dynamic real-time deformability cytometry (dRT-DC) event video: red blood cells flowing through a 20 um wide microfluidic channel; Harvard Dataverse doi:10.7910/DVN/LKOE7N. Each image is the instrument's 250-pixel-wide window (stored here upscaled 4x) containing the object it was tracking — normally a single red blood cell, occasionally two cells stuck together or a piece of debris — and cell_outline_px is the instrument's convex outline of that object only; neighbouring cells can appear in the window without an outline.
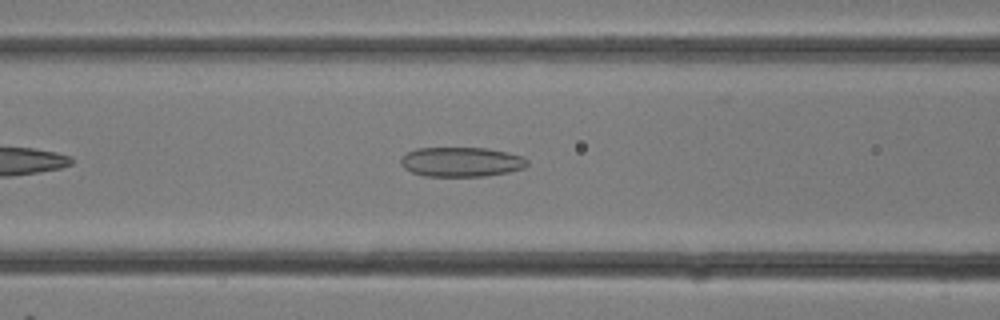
{"species": "common noctule bat (a hibernating species)", "species_latin": "Nyctalus noctula", "temperature_condition": "room temperature", "stored_images_in_passage": 16, "camera_frame_rate_fps": 3000, "um_per_image_px": 0.085, "animal": {"sex": "female"}, "frame": {"image": 1, "passage_image": 12, "time_ms": 3.667, "image_size_px": [1000, 320], "cell_outline_px": [[528, 164], [524, 168], [508, 172], [484, 176], [424, 176], [412, 172], [404, 168], [400, 164], [400, 156], [416, 148], [488, 148], [508, 152], [524, 156], [528, 160]], "centroid_in_image_um": [39.21, 13.75], "position_along_channel_um": 127.4, "area_um2": 22.02}}
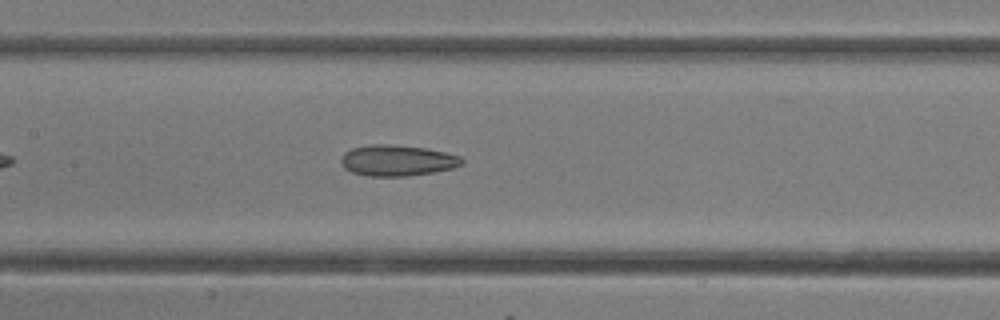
{"frame": {"image": 2, "passage_image": 14, "time_ms": 4.333, "image_size_px": [1000, 320], "cell_outline_px": [[464, 164], [452, 168], [432, 172], [408, 176], [368, 176], [352, 172], [344, 168], [340, 160], [344, 152], [352, 148], [372, 144], [388, 144], [424, 148], [444, 152], [460, 156], [464, 160]], "centroid_in_image_um": [33.75, 13.64], "position_along_channel_um": 173.6, "area_um2": 21.73}}
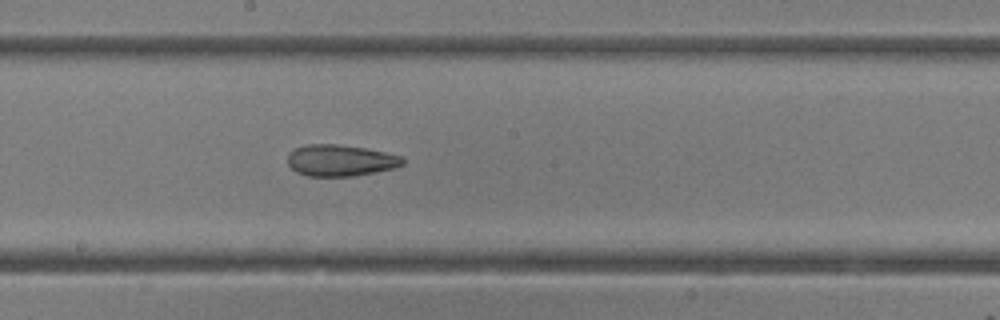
{"frame": {"image": 3, "passage_image": 16, "time_ms": 5.0, "image_size_px": [1000, 320], "cell_outline_px": [[404, 164], [392, 168], [376, 172], [352, 176], [308, 176], [296, 172], [288, 164], [288, 152], [292, 148], [304, 144], [336, 144], [364, 148], [404, 156]], "centroid_in_image_um": [28.9, 13.63], "position_along_channel_um": 219.3, "area_um2": 21.21}}